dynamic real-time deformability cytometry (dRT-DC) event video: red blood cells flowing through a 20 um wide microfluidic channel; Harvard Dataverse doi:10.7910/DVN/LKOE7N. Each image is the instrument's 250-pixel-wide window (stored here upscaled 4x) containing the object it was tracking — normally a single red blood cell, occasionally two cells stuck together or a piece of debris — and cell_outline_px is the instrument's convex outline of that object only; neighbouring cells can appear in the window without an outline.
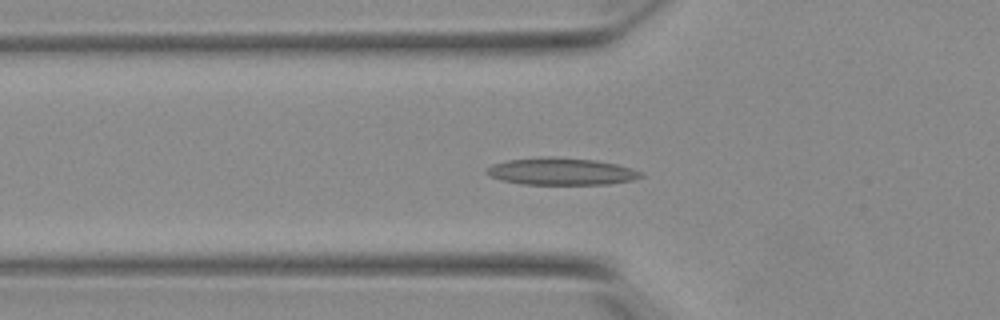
{"species": "Egyptian fruit bat (a non-hibernating species)", "species_latin": "Rousettus aegyptiacus", "temperature_condition": "warm", "stored_images_in_passage": 43, "camera_frame_rate_fps": 3000, "um_per_image_px": 0.085, "animal": {"sex": "female"}, "frame": {"image": 1, "passage_image": 14, "time_ms": 4.333, "image_size_px": [1000, 320], "cell_outline_px": [[644, 176], [632, 180], [608, 184], [520, 184], [500, 180], [488, 176], [484, 172], [484, 168], [492, 164], [508, 160], [548, 156], [596, 160], [616, 164], [632, 168], [640, 172]], "centroid_in_image_um": [47.64, 14.57], "position_along_channel_um": 78.2, "area_um2": 24.51}}
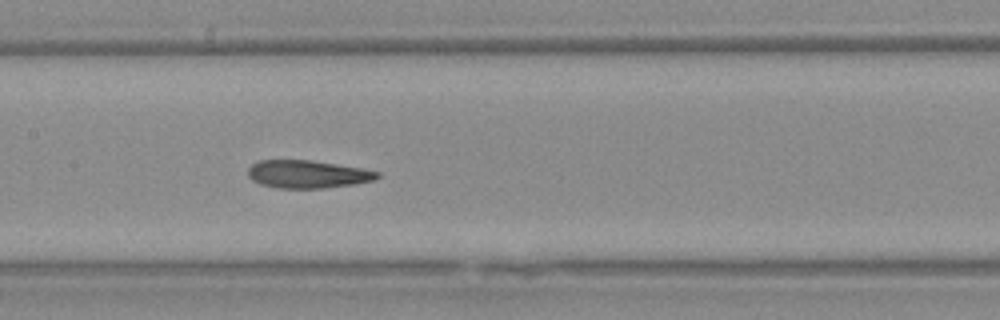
{"frame": {"image": 2, "passage_image": 22, "time_ms": 7.0, "image_size_px": [1000, 320], "cell_outline_px": [[380, 176], [376, 180], [352, 184], [324, 188], [276, 188], [260, 184], [252, 180], [248, 176], [248, 168], [252, 164], [260, 160], [308, 160], [336, 164], [360, 168], [380, 172]], "centroid_in_image_um": [26.12, 14.81], "position_along_channel_um": 181.3, "area_um2": 20.92}}
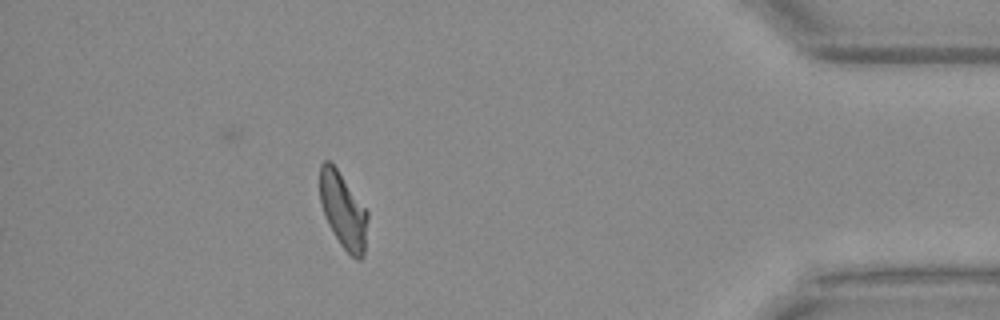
{"frame": {"image": 3, "passage_image": 43, "time_ms": 14.0, "image_size_px": [1000, 320], "cell_outline_px": [[368, 216], [364, 256], [360, 260], [356, 260], [340, 244], [328, 224], [324, 216], [320, 204], [320, 164], [324, 160], [328, 160], [336, 168], [368, 212]], "centroid_in_image_um": [29.16, 17.92], "position_along_channel_um": 406.0, "area_um2": 20.92}, "authors_computed_cell_mechanics": {"area_um2": 21.6172, "velocity_mm_per_s": 3.8548, "shape_relaxation_time_tau1_ms": null, "shape_relaxation_time_tau2_ms": 2.1189, "deformation_change_tau1": null, "deformation_change_tau2": 0.0869}}